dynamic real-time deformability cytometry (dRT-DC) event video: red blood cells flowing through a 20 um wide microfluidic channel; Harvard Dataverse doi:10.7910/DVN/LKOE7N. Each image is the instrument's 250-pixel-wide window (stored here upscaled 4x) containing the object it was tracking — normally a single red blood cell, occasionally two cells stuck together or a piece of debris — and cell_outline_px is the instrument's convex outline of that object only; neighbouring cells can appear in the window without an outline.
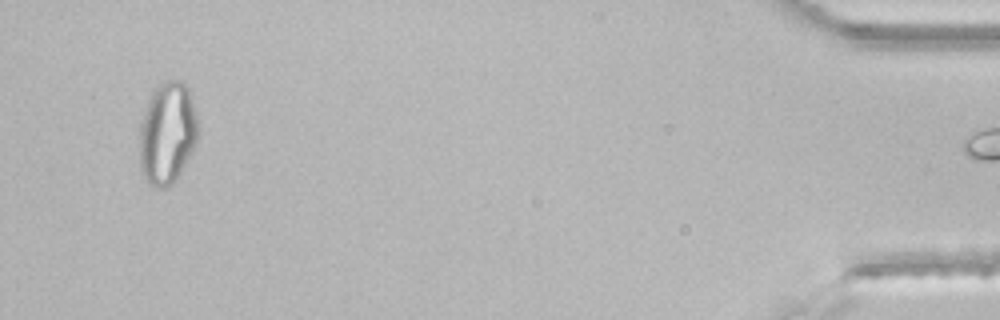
{"species": "common noctule bat (a hibernating species)", "species_latin": "Nyctalus noctula", "temperature_condition": "room temperature", "stored_images_in_passage": 45, "segment_of_instrument_passage": [2, 2], "camera_frame_rate_fps": 3000, "um_per_image_px": 0.085, "animal": {"sex": "male", "body_mass_g": 21.5, "forearm_length_mm": 52.0}, "frame": {"image": 1, "passage_image": 44, "time_ms": 14.333, "image_size_px": [1000, 320], "cell_outline_px": [[200, 132], [196, 144], [192, 152], [176, 180], [168, 188], [152, 188], [144, 176], [140, 168], [140, 128], [148, 100], [152, 92], [164, 80], [180, 80], [188, 88], [196, 112]], "centroid_in_image_um": [14.25, 11.35], "position_along_channel_um": 421.0, "area_um2": 35.08}}